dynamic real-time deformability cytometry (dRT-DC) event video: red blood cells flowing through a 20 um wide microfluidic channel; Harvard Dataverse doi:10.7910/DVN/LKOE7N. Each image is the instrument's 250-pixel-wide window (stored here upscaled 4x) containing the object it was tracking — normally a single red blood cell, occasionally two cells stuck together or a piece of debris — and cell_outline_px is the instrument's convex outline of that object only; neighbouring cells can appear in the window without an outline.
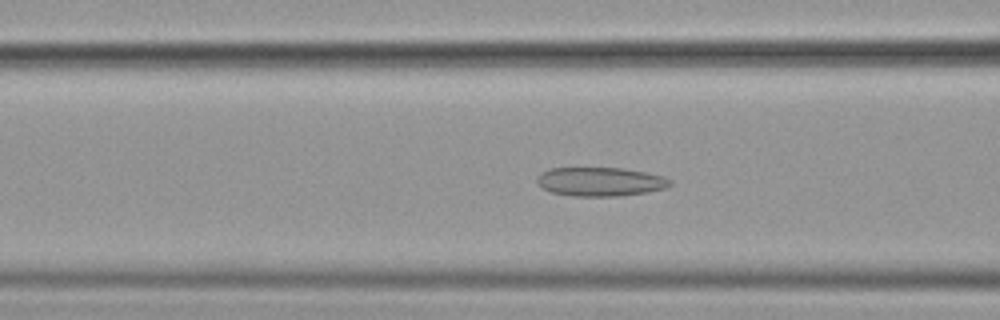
{"species": "common noctule bat (a hibernating species)", "species_latin": "Nyctalus noctula", "temperature_condition": "cold", "stored_images_in_passage": 56, "camera_frame_rate_fps": 3000, "um_per_image_px": 0.085, "animal": {"sex": "female", "body_mass_g": 19.9}, "frame": {"image": 1, "passage_image": 22, "time_ms": 7.0, "image_size_px": [1000, 320], "cell_outline_px": [[672, 184], [668, 188], [648, 192], [620, 196], [572, 196], [552, 192], [540, 188], [536, 184], [536, 180], [548, 168], [624, 168], [664, 176], [672, 180]], "centroid_in_image_um": [51.05, 15.45], "position_along_channel_um": 115.5, "area_um2": 22.6}}
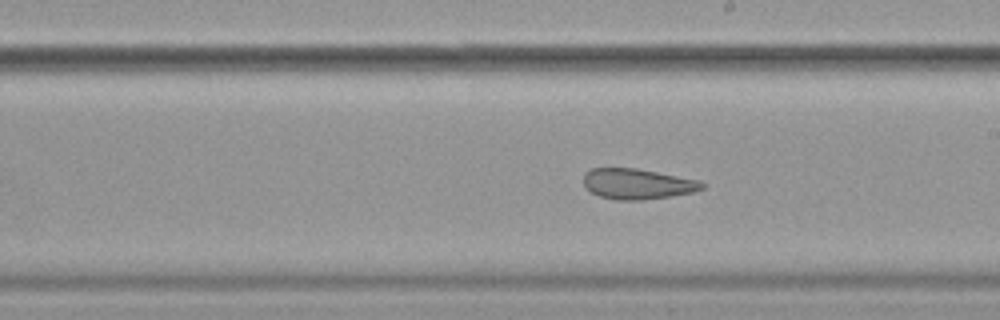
{"frame": {"image": 2, "passage_image": 32, "time_ms": 10.333, "image_size_px": [1000, 320], "cell_outline_px": [[704, 188], [692, 192], [644, 200], [616, 200], [600, 196], [584, 188], [584, 172], [592, 168], [636, 168], [696, 180], [704, 184]], "centroid_in_image_um": [54.11, 15.63], "position_along_channel_um": 234.9, "area_um2": 20.81}}
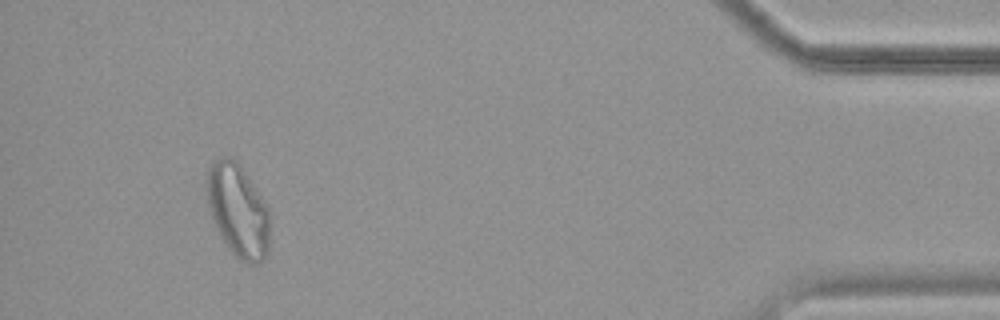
{"frame": {"image": 3, "passage_image": 52, "time_ms": 17.0, "image_size_px": [1000, 320], "cell_outline_px": [[268, 252], [256, 264], [248, 264], [240, 260], [228, 248], [220, 236], [216, 228], [208, 204], [208, 168], [212, 160], [220, 156], [232, 156], [240, 164], [268, 208]], "centroid_in_image_um": [20.21, 17.86], "position_along_channel_um": 415.0, "area_um2": 33.7}, "authors_computed_cell_mechanics": {"area_um2": 26.01, "velocity_mm_per_s": 3.5839, "shape_relaxation_time_tau1_ms": null, "shape_relaxation_time_tau2_ms": 4.9401, "deformation_change_tau1": null, "deformation_change_tau2": 0.1351}}